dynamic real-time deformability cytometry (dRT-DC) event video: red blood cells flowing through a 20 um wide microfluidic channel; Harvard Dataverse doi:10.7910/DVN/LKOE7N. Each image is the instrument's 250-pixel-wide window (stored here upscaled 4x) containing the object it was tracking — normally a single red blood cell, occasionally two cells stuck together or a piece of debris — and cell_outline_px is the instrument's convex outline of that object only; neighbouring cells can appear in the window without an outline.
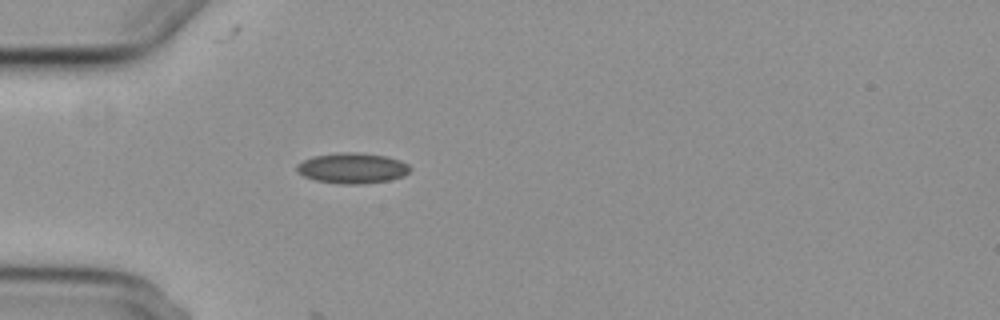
{"species": "common noctule bat (a hibernating species)", "species_latin": "Nyctalus noctula", "temperature_condition": "cold", "stored_images_in_passage": 1, "camera_frame_rate_fps": 3000, "um_per_image_px": 0.085, "animal": {"sex": "female", "body_mass_g": 29.2, "forearm_length_mm": 56.3}, "frame": {"image": 1, "passage_image": 1, "time_ms": 0.0, "image_size_px": [1000, 320], "cell_outline_px": [[412, 168], [404, 176], [388, 180], [360, 184], [340, 184], [316, 180], [304, 176], [296, 172], [296, 164], [312, 156], [336, 152], [356, 152], [384, 156], [400, 160], [408, 164]], "centroid_in_image_um": [29.92, 14.28], "position_along_channel_um": 55.1, "area_um2": 20.23}}